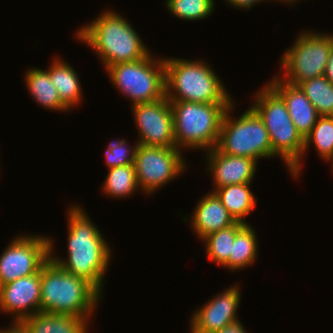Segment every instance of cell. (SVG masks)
I'll list each match as a JSON object with an SVG mask.
<instances>
[{
	"mask_svg": "<svg viewBox=\"0 0 333 333\" xmlns=\"http://www.w3.org/2000/svg\"><path fill=\"white\" fill-rule=\"evenodd\" d=\"M69 209L67 258L55 256L53 241L49 238L50 259L68 273L88 280L102 293L112 249L79 205H71Z\"/></svg>",
	"mask_w": 333,
	"mask_h": 333,
	"instance_id": "1",
	"label": "cell"
},
{
	"mask_svg": "<svg viewBox=\"0 0 333 333\" xmlns=\"http://www.w3.org/2000/svg\"><path fill=\"white\" fill-rule=\"evenodd\" d=\"M79 29L75 36L77 40L94 49L106 69L111 65L140 60L150 54L133 26L114 10L106 9L89 25Z\"/></svg>",
	"mask_w": 333,
	"mask_h": 333,
	"instance_id": "2",
	"label": "cell"
},
{
	"mask_svg": "<svg viewBox=\"0 0 333 333\" xmlns=\"http://www.w3.org/2000/svg\"><path fill=\"white\" fill-rule=\"evenodd\" d=\"M40 282V312L84 317L90 321L102 297L88 280L68 273L51 259L41 267Z\"/></svg>",
	"mask_w": 333,
	"mask_h": 333,
	"instance_id": "3",
	"label": "cell"
},
{
	"mask_svg": "<svg viewBox=\"0 0 333 333\" xmlns=\"http://www.w3.org/2000/svg\"><path fill=\"white\" fill-rule=\"evenodd\" d=\"M251 108L262 119L269 133L272 157L281 158L291 176L300 177L305 139L298 132L283 99L268 85L253 96Z\"/></svg>",
	"mask_w": 333,
	"mask_h": 333,
	"instance_id": "4",
	"label": "cell"
},
{
	"mask_svg": "<svg viewBox=\"0 0 333 333\" xmlns=\"http://www.w3.org/2000/svg\"><path fill=\"white\" fill-rule=\"evenodd\" d=\"M166 98L195 103H232L221 79L205 61L164 58ZM207 64V65H206Z\"/></svg>",
	"mask_w": 333,
	"mask_h": 333,
	"instance_id": "5",
	"label": "cell"
},
{
	"mask_svg": "<svg viewBox=\"0 0 333 333\" xmlns=\"http://www.w3.org/2000/svg\"><path fill=\"white\" fill-rule=\"evenodd\" d=\"M231 103H195L170 101L174 119L176 148H215L225 111ZM184 146V147H183Z\"/></svg>",
	"mask_w": 333,
	"mask_h": 333,
	"instance_id": "6",
	"label": "cell"
},
{
	"mask_svg": "<svg viewBox=\"0 0 333 333\" xmlns=\"http://www.w3.org/2000/svg\"><path fill=\"white\" fill-rule=\"evenodd\" d=\"M234 104L232 102L224 113L216 148L227 155L248 157L256 161L272 157L269 133L262 119L251 107L240 117L231 116Z\"/></svg>",
	"mask_w": 333,
	"mask_h": 333,
	"instance_id": "7",
	"label": "cell"
},
{
	"mask_svg": "<svg viewBox=\"0 0 333 333\" xmlns=\"http://www.w3.org/2000/svg\"><path fill=\"white\" fill-rule=\"evenodd\" d=\"M148 56L134 61L109 66L106 73L122 95L132 105L157 101L166 97L164 58Z\"/></svg>",
	"mask_w": 333,
	"mask_h": 333,
	"instance_id": "8",
	"label": "cell"
},
{
	"mask_svg": "<svg viewBox=\"0 0 333 333\" xmlns=\"http://www.w3.org/2000/svg\"><path fill=\"white\" fill-rule=\"evenodd\" d=\"M291 48L281 56L280 75L284 82L297 86L300 82L323 76L333 48V35L305 31L298 34Z\"/></svg>",
	"mask_w": 333,
	"mask_h": 333,
	"instance_id": "9",
	"label": "cell"
},
{
	"mask_svg": "<svg viewBox=\"0 0 333 333\" xmlns=\"http://www.w3.org/2000/svg\"><path fill=\"white\" fill-rule=\"evenodd\" d=\"M181 153L176 147L138 144L133 165L139 189L147 195L153 194L185 172L187 165Z\"/></svg>",
	"mask_w": 333,
	"mask_h": 333,
	"instance_id": "10",
	"label": "cell"
},
{
	"mask_svg": "<svg viewBox=\"0 0 333 333\" xmlns=\"http://www.w3.org/2000/svg\"><path fill=\"white\" fill-rule=\"evenodd\" d=\"M50 237L18 235L0 256V285L41 270L50 259Z\"/></svg>",
	"mask_w": 333,
	"mask_h": 333,
	"instance_id": "11",
	"label": "cell"
},
{
	"mask_svg": "<svg viewBox=\"0 0 333 333\" xmlns=\"http://www.w3.org/2000/svg\"><path fill=\"white\" fill-rule=\"evenodd\" d=\"M138 129V144L155 147H176L174 119L170 101L165 97L157 101L131 105Z\"/></svg>",
	"mask_w": 333,
	"mask_h": 333,
	"instance_id": "12",
	"label": "cell"
},
{
	"mask_svg": "<svg viewBox=\"0 0 333 333\" xmlns=\"http://www.w3.org/2000/svg\"><path fill=\"white\" fill-rule=\"evenodd\" d=\"M237 285L226 288L194 311L192 318H189L191 333H215L239 320L236 313L240 304L241 289Z\"/></svg>",
	"mask_w": 333,
	"mask_h": 333,
	"instance_id": "13",
	"label": "cell"
},
{
	"mask_svg": "<svg viewBox=\"0 0 333 333\" xmlns=\"http://www.w3.org/2000/svg\"><path fill=\"white\" fill-rule=\"evenodd\" d=\"M40 302V271L0 285V311L14 315L13 321H21L40 312Z\"/></svg>",
	"mask_w": 333,
	"mask_h": 333,
	"instance_id": "14",
	"label": "cell"
},
{
	"mask_svg": "<svg viewBox=\"0 0 333 333\" xmlns=\"http://www.w3.org/2000/svg\"><path fill=\"white\" fill-rule=\"evenodd\" d=\"M207 167L214 182L212 192L220 187L251 183L256 172L257 161L248 157L227 155L216 147L206 151Z\"/></svg>",
	"mask_w": 333,
	"mask_h": 333,
	"instance_id": "15",
	"label": "cell"
},
{
	"mask_svg": "<svg viewBox=\"0 0 333 333\" xmlns=\"http://www.w3.org/2000/svg\"><path fill=\"white\" fill-rule=\"evenodd\" d=\"M272 78L267 84L283 99L294 125L305 139L320 115L298 86L288 84L278 76Z\"/></svg>",
	"mask_w": 333,
	"mask_h": 333,
	"instance_id": "16",
	"label": "cell"
},
{
	"mask_svg": "<svg viewBox=\"0 0 333 333\" xmlns=\"http://www.w3.org/2000/svg\"><path fill=\"white\" fill-rule=\"evenodd\" d=\"M191 227L197 237L203 239L208 234L230 227L236 223L234 218L221 203L217 195L209 191L194 208L190 218Z\"/></svg>",
	"mask_w": 333,
	"mask_h": 333,
	"instance_id": "17",
	"label": "cell"
},
{
	"mask_svg": "<svg viewBox=\"0 0 333 333\" xmlns=\"http://www.w3.org/2000/svg\"><path fill=\"white\" fill-rule=\"evenodd\" d=\"M21 322L28 333H87L89 331L88 319L71 315L37 312L23 318Z\"/></svg>",
	"mask_w": 333,
	"mask_h": 333,
	"instance_id": "18",
	"label": "cell"
},
{
	"mask_svg": "<svg viewBox=\"0 0 333 333\" xmlns=\"http://www.w3.org/2000/svg\"><path fill=\"white\" fill-rule=\"evenodd\" d=\"M48 72L61 102L69 109L78 106L83 98L81 83L74 67L64 59L54 58Z\"/></svg>",
	"mask_w": 333,
	"mask_h": 333,
	"instance_id": "19",
	"label": "cell"
},
{
	"mask_svg": "<svg viewBox=\"0 0 333 333\" xmlns=\"http://www.w3.org/2000/svg\"><path fill=\"white\" fill-rule=\"evenodd\" d=\"M250 184L227 185L213 191L236 222L248 224L245 217L256 207L257 199L250 191Z\"/></svg>",
	"mask_w": 333,
	"mask_h": 333,
	"instance_id": "20",
	"label": "cell"
},
{
	"mask_svg": "<svg viewBox=\"0 0 333 333\" xmlns=\"http://www.w3.org/2000/svg\"><path fill=\"white\" fill-rule=\"evenodd\" d=\"M25 83L33 99L45 109L68 111L61 102L57 89L53 85L48 69L30 68L24 76Z\"/></svg>",
	"mask_w": 333,
	"mask_h": 333,
	"instance_id": "21",
	"label": "cell"
},
{
	"mask_svg": "<svg viewBox=\"0 0 333 333\" xmlns=\"http://www.w3.org/2000/svg\"><path fill=\"white\" fill-rule=\"evenodd\" d=\"M253 226L246 224L237 234L233 243L232 253L223 267L232 272L253 265L258 257V241Z\"/></svg>",
	"mask_w": 333,
	"mask_h": 333,
	"instance_id": "22",
	"label": "cell"
},
{
	"mask_svg": "<svg viewBox=\"0 0 333 333\" xmlns=\"http://www.w3.org/2000/svg\"><path fill=\"white\" fill-rule=\"evenodd\" d=\"M245 225L244 223L236 222L230 227L210 233L204 237L202 240L203 242L205 241V254H207L208 259L223 266L228 261L230 253H232L236 234Z\"/></svg>",
	"mask_w": 333,
	"mask_h": 333,
	"instance_id": "23",
	"label": "cell"
},
{
	"mask_svg": "<svg viewBox=\"0 0 333 333\" xmlns=\"http://www.w3.org/2000/svg\"><path fill=\"white\" fill-rule=\"evenodd\" d=\"M108 174L103 183V190L107 196L126 198L139 190L137 176L133 164L108 169ZM138 188V189H137Z\"/></svg>",
	"mask_w": 333,
	"mask_h": 333,
	"instance_id": "24",
	"label": "cell"
},
{
	"mask_svg": "<svg viewBox=\"0 0 333 333\" xmlns=\"http://www.w3.org/2000/svg\"><path fill=\"white\" fill-rule=\"evenodd\" d=\"M297 86L320 116H333V84L324 75L300 82Z\"/></svg>",
	"mask_w": 333,
	"mask_h": 333,
	"instance_id": "25",
	"label": "cell"
},
{
	"mask_svg": "<svg viewBox=\"0 0 333 333\" xmlns=\"http://www.w3.org/2000/svg\"><path fill=\"white\" fill-rule=\"evenodd\" d=\"M313 143L317 155L329 162L333 158V116H320L312 127L311 133L305 138L303 156Z\"/></svg>",
	"mask_w": 333,
	"mask_h": 333,
	"instance_id": "26",
	"label": "cell"
},
{
	"mask_svg": "<svg viewBox=\"0 0 333 333\" xmlns=\"http://www.w3.org/2000/svg\"><path fill=\"white\" fill-rule=\"evenodd\" d=\"M165 4L175 17L191 22L205 19L215 10L214 0H166Z\"/></svg>",
	"mask_w": 333,
	"mask_h": 333,
	"instance_id": "27",
	"label": "cell"
},
{
	"mask_svg": "<svg viewBox=\"0 0 333 333\" xmlns=\"http://www.w3.org/2000/svg\"><path fill=\"white\" fill-rule=\"evenodd\" d=\"M137 147L138 143L130 147L123 139L110 141L104 155L108 169L133 164Z\"/></svg>",
	"mask_w": 333,
	"mask_h": 333,
	"instance_id": "28",
	"label": "cell"
},
{
	"mask_svg": "<svg viewBox=\"0 0 333 333\" xmlns=\"http://www.w3.org/2000/svg\"><path fill=\"white\" fill-rule=\"evenodd\" d=\"M245 327L240 320H237L222 329L216 331L215 333H247Z\"/></svg>",
	"mask_w": 333,
	"mask_h": 333,
	"instance_id": "29",
	"label": "cell"
},
{
	"mask_svg": "<svg viewBox=\"0 0 333 333\" xmlns=\"http://www.w3.org/2000/svg\"><path fill=\"white\" fill-rule=\"evenodd\" d=\"M226 2L234 8L249 10L254 7L256 3H261L263 0H226Z\"/></svg>",
	"mask_w": 333,
	"mask_h": 333,
	"instance_id": "30",
	"label": "cell"
},
{
	"mask_svg": "<svg viewBox=\"0 0 333 333\" xmlns=\"http://www.w3.org/2000/svg\"><path fill=\"white\" fill-rule=\"evenodd\" d=\"M10 326L9 328L0 329V333H28L21 321H12Z\"/></svg>",
	"mask_w": 333,
	"mask_h": 333,
	"instance_id": "31",
	"label": "cell"
},
{
	"mask_svg": "<svg viewBox=\"0 0 333 333\" xmlns=\"http://www.w3.org/2000/svg\"><path fill=\"white\" fill-rule=\"evenodd\" d=\"M324 77L333 84V48L331 49L330 56L328 58Z\"/></svg>",
	"mask_w": 333,
	"mask_h": 333,
	"instance_id": "32",
	"label": "cell"
},
{
	"mask_svg": "<svg viewBox=\"0 0 333 333\" xmlns=\"http://www.w3.org/2000/svg\"><path fill=\"white\" fill-rule=\"evenodd\" d=\"M277 1H283V2H285L287 4H289V5L291 4L292 6L294 5L295 2H298L297 0H277Z\"/></svg>",
	"mask_w": 333,
	"mask_h": 333,
	"instance_id": "33",
	"label": "cell"
},
{
	"mask_svg": "<svg viewBox=\"0 0 333 333\" xmlns=\"http://www.w3.org/2000/svg\"><path fill=\"white\" fill-rule=\"evenodd\" d=\"M329 162L332 163L331 165H332V169H333V158Z\"/></svg>",
	"mask_w": 333,
	"mask_h": 333,
	"instance_id": "34",
	"label": "cell"
}]
</instances>
